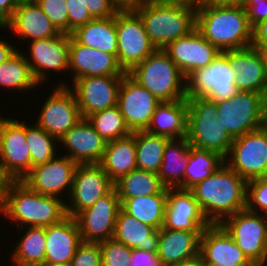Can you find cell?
Segmentation results:
<instances>
[{
    "instance_id": "obj_23",
    "label": "cell",
    "mask_w": 267,
    "mask_h": 266,
    "mask_svg": "<svg viewBox=\"0 0 267 266\" xmlns=\"http://www.w3.org/2000/svg\"><path fill=\"white\" fill-rule=\"evenodd\" d=\"M30 44L31 58L25 54V59L39 84L44 83L47 70L61 72L68 69L70 34L61 33L52 38L36 39Z\"/></svg>"
},
{
    "instance_id": "obj_27",
    "label": "cell",
    "mask_w": 267,
    "mask_h": 266,
    "mask_svg": "<svg viewBox=\"0 0 267 266\" xmlns=\"http://www.w3.org/2000/svg\"><path fill=\"white\" fill-rule=\"evenodd\" d=\"M2 28L12 30L22 39L28 38L31 41L61 34L36 2L20 3L13 17Z\"/></svg>"
},
{
    "instance_id": "obj_28",
    "label": "cell",
    "mask_w": 267,
    "mask_h": 266,
    "mask_svg": "<svg viewBox=\"0 0 267 266\" xmlns=\"http://www.w3.org/2000/svg\"><path fill=\"white\" fill-rule=\"evenodd\" d=\"M201 232L159 229L157 256L164 266L199 256Z\"/></svg>"
},
{
    "instance_id": "obj_41",
    "label": "cell",
    "mask_w": 267,
    "mask_h": 266,
    "mask_svg": "<svg viewBox=\"0 0 267 266\" xmlns=\"http://www.w3.org/2000/svg\"><path fill=\"white\" fill-rule=\"evenodd\" d=\"M25 136L30 150L32 168L45 164L57 156L55 145L59 141L36 123L25 124Z\"/></svg>"
},
{
    "instance_id": "obj_2",
    "label": "cell",
    "mask_w": 267,
    "mask_h": 266,
    "mask_svg": "<svg viewBox=\"0 0 267 266\" xmlns=\"http://www.w3.org/2000/svg\"><path fill=\"white\" fill-rule=\"evenodd\" d=\"M196 28L219 51L251 46L253 27L241 3H202L196 10Z\"/></svg>"
},
{
    "instance_id": "obj_8",
    "label": "cell",
    "mask_w": 267,
    "mask_h": 266,
    "mask_svg": "<svg viewBox=\"0 0 267 266\" xmlns=\"http://www.w3.org/2000/svg\"><path fill=\"white\" fill-rule=\"evenodd\" d=\"M235 77V71L221 52L207 67L194 70L186 77V96L204 97L219 104L239 92Z\"/></svg>"
},
{
    "instance_id": "obj_26",
    "label": "cell",
    "mask_w": 267,
    "mask_h": 266,
    "mask_svg": "<svg viewBox=\"0 0 267 266\" xmlns=\"http://www.w3.org/2000/svg\"><path fill=\"white\" fill-rule=\"evenodd\" d=\"M45 235V264L69 265L83 242L75 218L68 215L60 222L45 227Z\"/></svg>"
},
{
    "instance_id": "obj_42",
    "label": "cell",
    "mask_w": 267,
    "mask_h": 266,
    "mask_svg": "<svg viewBox=\"0 0 267 266\" xmlns=\"http://www.w3.org/2000/svg\"><path fill=\"white\" fill-rule=\"evenodd\" d=\"M102 266H130L132 249L110 238L99 243Z\"/></svg>"
},
{
    "instance_id": "obj_34",
    "label": "cell",
    "mask_w": 267,
    "mask_h": 266,
    "mask_svg": "<svg viewBox=\"0 0 267 266\" xmlns=\"http://www.w3.org/2000/svg\"><path fill=\"white\" fill-rule=\"evenodd\" d=\"M167 194L158 193L129 199H120L121 209L128 215L159 230L163 227Z\"/></svg>"
},
{
    "instance_id": "obj_38",
    "label": "cell",
    "mask_w": 267,
    "mask_h": 266,
    "mask_svg": "<svg viewBox=\"0 0 267 266\" xmlns=\"http://www.w3.org/2000/svg\"><path fill=\"white\" fill-rule=\"evenodd\" d=\"M168 140L165 136L153 135L147 131H135L137 169L158 174Z\"/></svg>"
},
{
    "instance_id": "obj_20",
    "label": "cell",
    "mask_w": 267,
    "mask_h": 266,
    "mask_svg": "<svg viewBox=\"0 0 267 266\" xmlns=\"http://www.w3.org/2000/svg\"><path fill=\"white\" fill-rule=\"evenodd\" d=\"M163 51L185 77L194 70L207 67L221 53L197 28L168 43Z\"/></svg>"
},
{
    "instance_id": "obj_18",
    "label": "cell",
    "mask_w": 267,
    "mask_h": 266,
    "mask_svg": "<svg viewBox=\"0 0 267 266\" xmlns=\"http://www.w3.org/2000/svg\"><path fill=\"white\" fill-rule=\"evenodd\" d=\"M77 165L64 154L63 157L55 156L45 164L31 168L21 181L39 194L62 199V191L66 188L68 196L70 194Z\"/></svg>"
},
{
    "instance_id": "obj_56",
    "label": "cell",
    "mask_w": 267,
    "mask_h": 266,
    "mask_svg": "<svg viewBox=\"0 0 267 266\" xmlns=\"http://www.w3.org/2000/svg\"><path fill=\"white\" fill-rule=\"evenodd\" d=\"M241 0H202V3H240Z\"/></svg>"
},
{
    "instance_id": "obj_45",
    "label": "cell",
    "mask_w": 267,
    "mask_h": 266,
    "mask_svg": "<svg viewBox=\"0 0 267 266\" xmlns=\"http://www.w3.org/2000/svg\"><path fill=\"white\" fill-rule=\"evenodd\" d=\"M68 266H102L99 243L82 242Z\"/></svg>"
},
{
    "instance_id": "obj_35",
    "label": "cell",
    "mask_w": 267,
    "mask_h": 266,
    "mask_svg": "<svg viewBox=\"0 0 267 266\" xmlns=\"http://www.w3.org/2000/svg\"><path fill=\"white\" fill-rule=\"evenodd\" d=\"M114 189L119 199L168 193L158 174L135 169L114 182Z\"/></svg>"
},
{
    "instance_id": "obj_51",
    "label": "cell",
    "mask_w": 267,
    "mask_h": 266,
    "mask_svg": "<svg viewBox=\"0 0 267 266\" xmlns=\"http://www.w3.org/2000/svg\"><path fill=\"white\" fill-rule=\"evenodd\" d=\"M20 4L19 0H0V27L4 26Z\"/></svg>"
},
{
    "instance_id": "obj_49",
    "label": "cell",
    "mask_w": 267,
    "mask_h": 266,
    "mask_svg": "<svg viewBox=\"0 0 267 266\" xmlns=\"http://www.w3.org/2000/svg\"><path fill=\"white\" fill-rule=\"evenodd\" d=\"M130 266H164L157 252L132 249Z\"/></svg>"
},
{
    "instance_id": "obj_58",
    "label": "cell",
    "mask_w": 267,
    "mask_h": 266,
    "mask_svg": "<svg viewBox=\"0 0 267 266\" xmlns=\"http://www.w3.org/2000/svg\"><path fill=\"white\" fill-rule=\"evenodd\" d=\"M203 266H219L218 264L202 263Z\"/></svg>"
},
{
    "instance_id": "obj_12",
    "label": "cell",
    "mask_w": 267,
    "mask_h": 266,
    "mask_svg": "<svg viewBox=\"0 0 267 266\" xmlns=\"http://www.w3.org/2000/svg\"><path fill=\"white\" fill-rule=\"evenodd\" d=\"M225 164L246 181L267 177V124L234 138Z\"/></svg>"
},
{
    "instance_id": "obj_55",
    "label": "cell",
    "mask_w": 267,
    "mask_h": 266,
    "mask_svg": "<svg viewBox=\"0 0 267 266\" xmlns=\"http://www.w3.org/2000/svg\"><path fill=\"white\" fill-rule=\"evenodd\" d=\"M160 1L169 2V3L186 4V5H191L193 7H198L200 4H202V0H160Z\"/></svg>"
},
{
    "instance_id": "obj_52",
    "label": "cell",
    "mask_w": 267,
    "mask_h": 266,
    "mask_svg": "<svg viewBox=\"0 0 267 266\" xmlns=\"http://www.w3.org/2000/svg\"><path fill=\"white\" fill-rule=\"evenodd\" d=\"M16 51V48L11 46V44L6 42L5 40H0V64L10 59Z\"/></svg>"
},
{
    "instance_id": "obj_47",
    "label": "cell",
    "mask_w": 267,
    "mask_h": 266,
    "mask_svg": "<svg viewBox=\"0 0 267 266\" xmlns=\"http://www.w3.org/2000/svg\"><path fill=\"white\" fill-rule=\"evenodd\" d=\"M93 19L109 18L120 10L112 0H79Z\"/></svg>"
},
{
    "instance_id": "obj_46",
    "label": "cell",
    "mask_w": 267,
    "mask_h": 266,
    "mask_svg": "<svg viewBox=\"0 0 267 266\" xmlns=\"http://www.w3.org/2000/svg\"><path fill=\"white\" fill-rule=\"evenodd\" d=\"M68 10V34L85 25L93 18L79 0H66Z\"/></svg>"
},
{
    "instance_id": "obj_29",
    "label": "cell",
    "mask_w": 267,
    "mask_h": 266,
    "mask_svg": "<svg viewBox=\"0 0 267 266\" xmlns=\"http://www.w3.org/2000/svg\"><path fill=\"white\" fill-rule=\"evenodd\" d=\"M187 123V98L172 102H161L156 107L151 122L145 131L169 139L183 138L187 136Z\"/></svg>"
},
{
    "instance_id": "obj_33",
    "label": "cell",
    "mask_w": 267,
    "mask_h": 266,
    "mask_svg": "<svg viewBox=\"0 0 267 266\" xmlns=\"http://www.w3.org/2000/svg\"><path fill=\"white\" fill-rule=\"evenodd\" d=\"M189 148L190 144L186 137L168 140L158 172L166 188H179L184 183V170L187 166Z\"/></svg>"
},
{
    "instance_id": "obj_39",
    "label": "cell",
    "mask_w": 267,
    "mask_h": 266,
    "mask_svg": "<svg viewBox=\"0 0 267 266\" xmlns=\"http://www.w3.org/2000/svg\"><path fill=\"white\" fill-rule=\"evenodd\" d=\"M0 85L18 91H27L39 85L25 55L18 49L10 59L0 64Z\"/></svg>"
},
{
    "instance_id": "obj_16",
    "label": "cell",
    "mask_w": 267,
    "mask_h": 266,
    "mask_svg": "<svg viewBox=\"0 0 267 266\" xmlns=\"http://www.w3.org/2000/svg\"><path fill=\"white\" fill-rule=\"evenodd\" d=\"M161 102L125 73L118 90L117 105L131 132L145 131Z\"/></svg>"
},
{
    "instance_id": "obj_25",
    "label": "cell",
    "mask_w": 267,
    "mask_h": 266,
    "mask_svg": "<svg viewBox=\"0 0 267 266\" xmlns=\"http://www.w3.org/2000/svg\"><path fill=\"white\" fill-rule=\"evenodd\" d=\"M58 142L69 151L65 156L77 164H99L107 144L85 118L77 122Z\"/></svg>"
},
{
    "instance_id": "obj_40",
    "label": "cell",
    "mask_w": 267,
    "mask_h": 266,
    "mask_svg": "<svg viewBox=\"0 0 267 266\" xmlns=\"http://www.w3.org/2000/svg\"><path fill=\"white\" fill-rule=\"evenodd\" d=\"M86 119L106 142L122 139L132 134L118 105L89 115Z\"/></svg>"
},
{
    "instance_id": "obj_9",
    "label": "cell",
    "mask_w": 267,
    "mask_h": 266,
    "mask_svg": "<svg viewBox=\"0 0 267 266\" xmlns=\"http://www.w3.org/2000/svg\"><path fill=\"white\" fill-rule=\"evenodd\" d=\"M254 266H263L267 260V216L239 211L221 224Z\"/></svg>"
},
{
    "instance_id": "obj_21",
    "label": "cell",
    "mask_w": 267,
    "mask_h": 266,
    "mask_svg": "<svg viewBox=\"0 0 267 266\" xmlns=\"http://www.w3.org/2000/svg\"><path fill=\"white\" fill-rule=\"evenodd\" d=\"M68 69L74 73L72 81L89 76H124L126 73L115 55L84 46L71 34Z\"/></svg>"
},
{
    "instance_id": "obj_53",
    "label": "cell",
    "mask_w": 267,
    "mask_h": 266,
    "mask_svg": "<svg viewBox=\"0 0 267 266\" xmlns=\"http://www.w3.org/2000/svg\"><path fill=\"white\" fill-rule=\"evenodd\" d=\"M119 9H134L144 0H112Z\"/></svg>"
},
{
    "instance_id": "obj_54",
    "label": "cell",
    "mask_w": 267,
    "mask_h": 266,
    "mask_svg": "<svg viewBox=\"0 0 267 266\" xmlns=\"http://www.w3.org/2000/svg\"><path fill=\"white\" fill-rule=\"evenodd\" d=\"M166 266H203V265H202V258L198 256L187 261L178 262V263L170 264Z\"/></svg>"
},
{
    "instance_id": "obj_32",
    "label": "cell",
    "mask_w": 267,
    "mask_h": 266,
    "mask_svg": "<svg viewBox=\"0 0 267 266\" xmlns=\"http://www.w3.org/2000/svg\"><path fill=\"white\" fill-rule=\"evenodd\" d=\"M71 36L84 46L95 48L117 57L116 15L109 18L93 19L78 27L71 33Z\"/></svg>"
},
{
    "instance_id": "obj_3",
    "label": "cell",
    "mask_w": 267,
    "mask_h": 266,
    "mask_svg": "<svg viewBox=\"0 0 267 266\" xmlns=\"http://www.w3.org/2000/svg\"><path fill=\"white\" fill-rule=\"evenodd\" d=\"M190 190L209 224L246 209L247 181L225 163Z\"/></svg>"
},
{
    "instance_id": "obj_57",
    "label": "cell",
    "mask_w": 267,
    "mask_h": 266,
    "mask_svg": "<svg viewBox=\"0 0 267 266\" xmlns=\"http://www.w3.org/2000/svg\"><path fill=\"white\" fill-rule=\"evenodd\" d=\"M41 266H68V265H58V264H44Z\"/></svg>"
},
{
    "instance_id": "obj_7",
    "label": "cell",
    "mask_w": 267,
    "mask_h": 266,
    "mask_svg": "<svg viewBox=\"0 0 267 266\" xmlns=\"http://www.w3.org/2000/svg\"><path fill=\"white\" fill-rule=\"evenodd\" d=\"M217 105V120L233 138L267 124V97L257 92L239 91Z\"/></svg>"
},
{
    "instance_id": "obj_50",
    "label": "cell",
    "mask_w": 267,
    "mask_h": 266,
    "mask_svg": "<svg viewBox=\"0 0 267 266\" xmlns=\"http://www.w3.org/2000/svg\"><path fill=\"white\" fill-rule=\"evenodd\" d=\"M252 47L267 50V18L253 27Z\"/></svg>"
},
{
    "instance_id": "obj_10",
    "label": "cell",
    "mask_w": 267,
    "mask_h": 266,
    "mask_svg": "<svg viewBox=\"0 0 267 266\" xmlns=\"http://www.w3.org/2000/svg\"><path fill=\"white\" fill-rule=\"evenodd\" d=\"M31 168L25 124L0 117V182L21 181Z\"/></svg>"
},
{
    "instance_id": "obj_31",
    "label": "cell",
    "mask_w": 267,
    "mask_h": 266,
    "mask_svg": "<svg viewBox=\"0 0 267 266\" xmlns=\"http://www.w3.org/2000/svg\"><path fill=\"white\" fill-rule=\"evenodd\" d=\"M99 165L113 183L137 169L135 132L128 137L107 142Z\"/></svg>"
},
{
    "instance_id": "obj_6",
    "label": "cell",
    "mask_w": 267,
    "mask_h": 266,
    "mask_svg": "<svg viewBox=\"0 0 267 266\" xmlns=\"http://www.w3.org/2000/svg\"><path fill=\"white\" fill-rule=\"evenodd\" d=\"M187 140L191 146L216 152L224 159L234 138L217 120V105L204 97L187 98Z\"/></svg>"
},
{
    "instance_id": "obj_19",
    "label": "cell",
    "mask_w": 267,
    "mask_h": 266,
    "mask_svg": "<svg viewBox=\"0 0 267 266\" xmlns=\"http://www.w3.org/2000/svg\"><path fill=\"white\" fill-rule=\"evenodd\" d=\"M235 71L239 91L257 92L267 97V58L264 51L249 46L222 52Z\"/></svg>"
},
{
    "instance_id": "obj_22",
    "label": "cell",
    "mask_w": 267,
    "mask_h": 266,
    "mask_svg": "<svg viewBox=\"0 0 267 266\" xmlns=\"http://www.w3.org/2000/svg\"><path fill=\"white\" fill-rule=\"evenodd\" d=\"M209 225L191 190L168 188L162 228L202 232Z\"/></svg>"
},
{
    "instance_id": "obj_4",
    "label": "cell",
    "mask_w": 267,
    "mask_h": 266,
    "mask_svg": "<svg viewBox=\"0 0 267 266\" xmlns=\"http://www.w3.org/2000/svg\"><path fill=\"white\" fill-rule=\"evenodd\" d=\"M134 10L143 20L150 42L156 49H163L196 28L197 7L191 5L144 0Z\"/></svg>"
},
{
    "instance_id": "obj_5",
    "label": "cell",
    "mask_w": 267,
    "mask_h": 266,
    "mask_svg": "<svg viewBox=\"0 0 267 266\" xmlns=\"http://www.w3.org/2000/svg\"><path fill=\"white\" fill-rule=\"evenodd\" d=\"M127 73L160 102L187 98L186 77L163 49H156Z\"/></svg>"
},
{
    "instance_id": "obj_17",
    "label": "cell",
    "mask_w": 267,
    "mask_h": 266,
    "mask_svg": "<svg viewBox=\"0 0 267 266\" xmlns=\"http://www.w3.org/2000/svg\"><path fill=\"white\" fill-rule=\"evenodd\" d=\"M123 76H89L72 82L82 118L117 105Z\"/></svg>"
},
{
    "instance_id": "obj_36",
    "label": "cell",
    "mask_w": 267,
    "mask_h": 266,
    "mask_svg": "<svg viewBox=\"0 0 267 266\" xmlns=\"http://www.w3.org/2000/svg\"><path fill=\"white\" fill-rule=\"evenodd\" d=\"M224 163L225 159L218 153L190 145L184 170V183L179 188L190 190L200 181L210 177Z\"/></svg>"
},
{
    "instance_id": "obj_15",
    "label": "cell",
    "mask_w": 267,
    "mask_h": 266,
    "mask_svg": "<svg viewBox=\"0 0 267 266\" xmlns=\"http://www.w3.org/2000/svg\"><path fill=\"white\" fill-rule=\"evenodd\" d=\"M121 202L113 188L92 206L79 212L74 218L83 242L100 243L113 238L115 223Z\"/></svg>"
},
{
    "instance_id": "obj_44",
    "label": "cell",
    "mask_w": 267,
    "mask_h": 266,
    "mask_svg": "<svg viewBox=\"0 0 267 266\" xmlns=\"http://www.w3.org/2000/svg\"><path fill=\"white\" fill-rule=\"evenodd\" d=\"M36 3L61 33L68 34L66 0H37Z\"/></svg>"
},
{
    "instance_id": "obj_24",
    "label": "cell",
    "mask_w": 267,
    "mask_h": 266,
    "mask_svg": "<svg viewBox=\"0 0 267 266\" xmlns=\"http://www.w3.org/2000/svg\"><path fill=\"white\" fill-rule=\"evenodd\" d=\"M199 256L202 263L254 266L220 224H210L201 232Z\"/></svg>"
},
{
    "instance_id": "obj_14",
    "label": "cell",
    "mask_w": 267,
    "mask_h": 266,
    "mask_svg": "<svg viewBox=\"0 0 267 266\" xmlns=\"http://www.w3.org/2000/svg\"><path fill=\"white\" fill-rule=\"evenodd\" d=\"M113 188L114 183L99 164H78L69 194L70 202L65 203L66 214L75 217Z\"/></svg>"
},
{
    "instance_id": "obj_13",
    "label": "cell",
    "mask_w": 267,
    "mask_h": 266,
    "mask_svg": "<svg viewBox=\"0 0 267 266\" xmlns=\"http://www.w3.org/2000/svg\"><path fill=\"white\" fill-rule=\"evenodd\" d=\"M59 85L48 96L36 121L38 126L58 140L82 119L70 86L63 82Z\"/></svg>"
},
{
    "instance_id": "obj_48",
    "label": "cell",
    "mask_w": 267,
    "mask_h": 266,
    "mask_svg": "<svg viewBox=\"0 0 267 266\" xmlns=\"http://www.w3.org/2000/svg\"><path fill=\"white\" fill-rule=\"evenodd\" d=\"M252 27L267 18V0H241Z\"/></svg>"
},
{
    "instance_id": "obj_30",
    "label": "cell",
    "mask_w": 267,
    "mask_h": 266,
    "mask_svg": "<svg viewBox=\"0 0 267 266\" xmlns=\"http://www.w3.org/2000/svg\"><path fill=\"white\" fill-rule=\"evenodd\" d=\"M113 238L131 249L157 252L159 230L119 210Z\"/></svg>"
},
{
    "instance_id": "obj_59",
    "label": "cell",
    "mask_w": 267,
    "mask_h": 266,
    "mask_svg": "<svg viewBox=\"0 0 267 266\" xmlns=\"http://www.w3.org/2000/svg\"><path fill=\"white\" fill-rule=\"evenodd\" d=\"M37 0H19L20 3H23V2H36Z\"/></svg>"
},
{
    "instance_id": "obj_37",
    "label": "cell",
    "mask_w": 267,
    "mask_h": 266,
    "mask_svg": "<svg viewBox=\"0 0 267 266\" xmlns=\"http://www.w3.org/2000/svg\"><path fill=\"white\" fill-rule=\"evenodd\" d=\"M16 244L11 256L15 266H41L45 264V227H28Z\"/></svg>"
},
{
    "instance_id": "obj_43",
    "label": "cell",
    "mask_w": 267,
    "mask_h": 266,
    "mask_svg": "<svg viewBox=\"0 0 267 266\" xmlns=\"http://www.w3.org/2000/svg\"><path fill=\"white\" fill-rule=\"evenodd\" d=\"M246 209L267 216V177L247 181Z\"/></svg>"
},
{
    "instance_id": "obj_11",
    "label": "cell",
    "mask_w": 267,
    "mask_h": 266,
    "mask_svg": "<svg viewBox=\"0 0 267 266\" xmlns=\"http://www.w3.org/2000/svg\"><path fill=\"white\" fill-rule=\"evenodd\" d=\"M116 32L117 60L126 73L156 50L134 9H120L116 13Z\"/></svg>"
},
{
    "instance_id": "obj_1",
    "label": "cell",
    "mask_w": 267,
    "mask_h": 266,
    "mask_svg": "<svg viewBox=\"0 0 267 266\" xmlns=\"http://www.w3.org/2000/svg\"><path fill=\"white\" fill-rule=\"evenodd\" d=\"M63 199L31 190L22 181L0 183V212L17 222L20 231L28 227H47L67 216ZM24 225V226H23Z\"/></svg>"
}]
</instances>
